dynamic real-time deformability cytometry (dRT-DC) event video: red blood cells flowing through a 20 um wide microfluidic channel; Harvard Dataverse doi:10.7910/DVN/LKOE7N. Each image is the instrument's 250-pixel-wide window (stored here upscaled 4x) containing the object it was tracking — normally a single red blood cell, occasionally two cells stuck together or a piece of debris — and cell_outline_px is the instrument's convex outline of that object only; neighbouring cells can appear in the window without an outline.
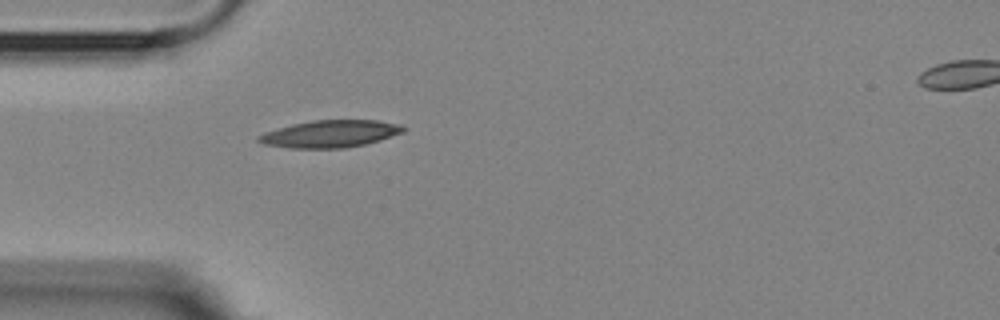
{"species": "Egyptian fruit bat (a non-hibernating species)", "species_latin": "Rousettus aegyptiacus", "temperature_condition": "room temperature", "stored_images_in_passage": 2, "camera_frame_rate_fps": 3000, "um_per_image_px": 0.085, "animal": {"sex": "female"}, "frame": {"image": 1, "passage_image": 2, "time_ms": 1.0, "image_size_px": [1000, 320], "cell_outline_px": [[408, 128], [404, 132], [380, 140], [364, 144], [344, 148], [288, 148], [264, 144], [256, 140], [256, 136], [264, 132], [292, 124], [312, 120], [380, 120], [400, 124]], "centroid_in_image_um": [28.07, 11.37], "position_along_channel_um": 56.9, "area_um2": 23.12}}